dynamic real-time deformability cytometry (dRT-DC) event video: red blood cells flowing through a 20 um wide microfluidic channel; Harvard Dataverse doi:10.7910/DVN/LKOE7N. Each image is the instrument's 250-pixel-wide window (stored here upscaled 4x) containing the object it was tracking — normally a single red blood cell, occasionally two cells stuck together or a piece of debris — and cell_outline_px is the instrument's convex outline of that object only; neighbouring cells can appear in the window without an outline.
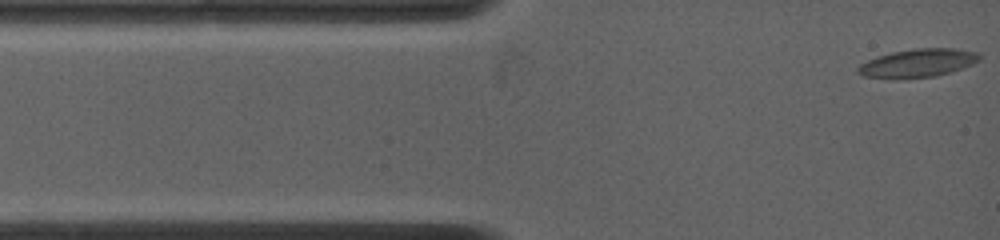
{"species": "common noctule bat (a hibernating species)", "species_latin": "Nyctalus noctula", "temperature_condition": "warm", "stored_images_in_passage": 51, "camera_frame_rate_fps": 4500, "um_per_image_px": 0.085, "animal": {"sex": "female", "body_mass_g": 19.0, "forearm_length_mm": 53.3}, "frame": {"image": 1, "passage_image": 1, "time_ms": 0.0, "image_size_px": [1000, 240], "cell_outline_px": [[980, 60], [964, 68], [936, 76], [904, 80], [892, 80], [864, 76], [856, 72], [856, 68], [860, 64], [876, 56], [892, 52], [912, 48], [956, 48], [980, 52]], "centroid_in_image_um": [77.99, 5.38], "position_along_channel_um": 7.0, "area_um2": 20.75}}
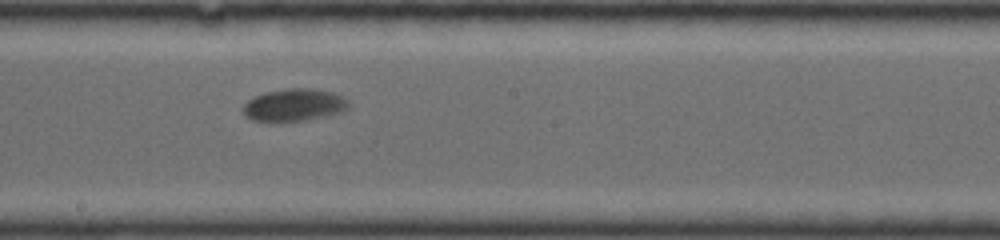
{"frame": {"image": 2, "passage_image": 21, "time_ms": 7.111, "image_size_px": [1000, 240], "cell_outline_px": [[352, 104], [348, 108], [340, 112], [304, 120], [252, 120], [244, 116], [244, 104], [248, 100], [264, 92], [288, 88], [312, 88], [332, 92], [348, 100]], "centroid_in_image_um": [25.02, 8.89], "position_along_channel_um": 223.2, "area_um2": 19.54}}
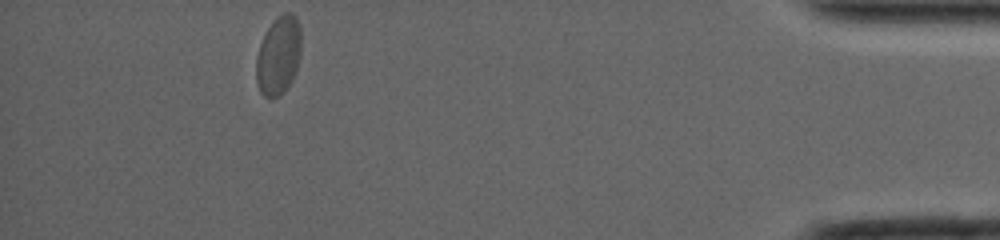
{"frame": {"image": 3, "passage_image": 51, "time_ms": 14.222, "image_size_px": [1000, 240], "cell_outline_px": [[300, 56], [292, 80], [284, 92], [280, 96], [264, 96], [260, 92], [256, 84], [256, 60], [260, 44], [268, 28], [276, 16], [284, 12], [292, 12], [296, 16], [300, 28]], "centroid_in_image_um": [23.67, 4.7], "position_along_channel_um": 411.5, "area_um2": 20.58}, "authors_computed_cell_mechanics": {"area_um2": 19.652, "velocity_mm_per_s": 3.7183, "shape_relaxation_time_tau1_ms": 4.2619, "shape_relaxation_time_tau2_ms": null, "deformation_change_tau1": 0.0969, "deformation_change_tau2": null}}